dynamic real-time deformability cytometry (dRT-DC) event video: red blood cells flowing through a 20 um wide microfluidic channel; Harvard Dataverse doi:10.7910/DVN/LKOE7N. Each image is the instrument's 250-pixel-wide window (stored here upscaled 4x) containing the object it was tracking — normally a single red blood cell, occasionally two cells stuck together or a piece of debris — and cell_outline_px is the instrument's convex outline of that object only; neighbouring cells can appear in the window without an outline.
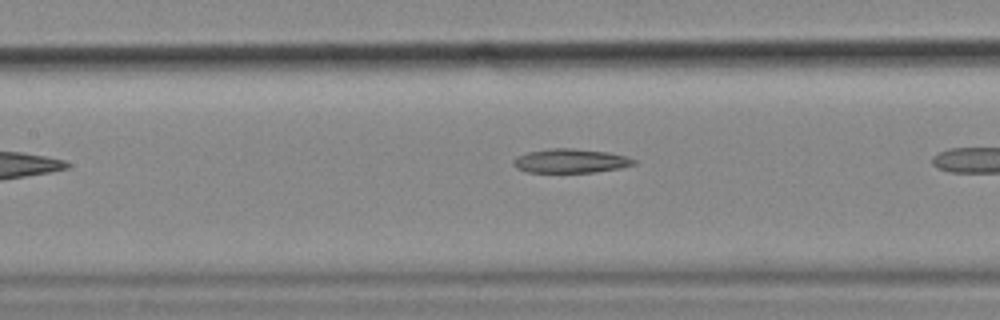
{"species": "common noctule bat (a hibernating species)", "species_latin": "Nyctalus noctula", "temperature_condition": "cold", "stored_images_in_passage": 10, "camera_frame_rate_fps": 3000, "um_per_image_px": 0.085, "animal": {"sex": "female", "body_mass_g": 18.4}, "frame": {"image": 1, "passage_image": 9, "time_ms": 2.667, "image_size_px": [1000, 320], "cell_outline_px": [[636, 164], [620, 168], [596, 172], [528, 172], [516, 168], [512, 164], [512, 160], [516, 156], [528, 152], [552, 148], [572, 148], [608, 152], [628, 156], [636, 160]], "centroid_in_image_um": [48.5, 13.67], "position_along_channel_um": 158.9, "area_um2": 16.99}}